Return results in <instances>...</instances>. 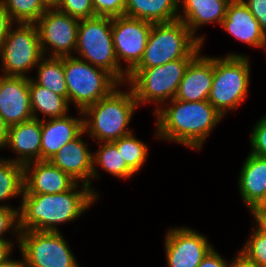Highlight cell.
<instances>
[{"instance_id": "1", "label": "cell", "mask_w": 266, "mask_h": 267, "mask_svg": "<svg viewBox=\"0 0 266 267\" xmlns=\"http://www.w3.org/2000/svg\"><path fill=\"white\" fill-rule=\"evenodd\" d=\"M152 114L155 116V139L197 152L224 119L208 100L188 102L174 98Z\"/></svg>"}, {"instance_id": "2", "label": "cell", "mask_w": 266, "mask_h": 267, "mask_svg": "<svg viewBox=\"0 0 266 267\" xmlns=\"http://www.w3.org/2000/svg\"><path fill=\"white\" fill-rule=\"evenodd\" d=\"M98 199L89 186L80 183L63 193L23 194L19 230L60 232L59 225L79 220Z\"/></svg>"}, {"instance_id": "3", "label": "cell", "mask_w": 266, "mask_h": 267, "mask_svg": "<svg viewBox=\"0 0 266 267\" xmlns=\"http://www.w3.org/2000/svg\"><path fill=\"white\" fill-rule=\"evenodd\" d=\"M137 108L132 89L126 83L120 84L108 96L82 111L84 131L95 143L113 142L134 132L129 123Z\"/></svg>"}, {"instance_id": "4", "label": "cell", "mask_w": 266, "mask_h": 267, "mask_svg": "<svg viewBox=\"0 0 266 267\" xmlns=\"http://www.w3.org/2000/svg\"><path fill=\"white\" fill-rule=\"evenodd\" d=\"M251 65L250 56L242 53L213 56V82L208 101L222 117L225 118L229 111L235 112L247 100Z\"/></svg>"}, {"instance_id": "5", "label": "cell", "mask_w": 266, "mask_h": 267, "mask_svg": "<svg viewBox=\"0 0 266 267\" xmlns=\"http://www.w3.org/2000/svg\"><path fill=\"white\" fill-rule=\"evenodd\" d=\"M74 56L106 70L120 84L127 81L128 74L120 67L115 54L110 17L95 16L80 20Z\"/></svg>"}, {"instance_id": "6", "label": "cell", "mask_w": 266, "mask_h": 267, "mask_svg": "<svg viewBox=\"0 0 266 267\" xmlns=\"http://www.w3.org/2000/svg\"><path fill=\"white\" fill-rule=\"evenodd\" d=\"M192 59H178L150 68H134L126 84L132 89L138 106L153 104L155 113L163 104L175 98L178 86Z\"/></svg>"}, {"instance_id": "7", "label": "cell", "mask_w": 266, "mask_h": 267, "mask_svg": "<svg viewBox=\"0 0 266 267\" xmlns=\"http://www.w3.org/2000/svg\"><path fill=\"white\" fill-rule=\"evenodd\" d=\"M203 45L180 20L153 24L144 55L135 68H150L178 59H193Z\"/></svg>"}, {"instance_id": "8", "label": "cell", "mask_w": 266, "mask_h": 267, "mask_svg": "<svg viewBox=\"0 0 266 267\" xmlns=\"http://www.w3.org/2000/svg\"><path fill=\"white\" fill-rule=\"evenodd\" d=\"M68 103L80 111L108 96L120 83L106 70L75 56H64Z\"/></svg>"}, {"instance_id": "9", "label": "cell", "mask_w": 266, "mask_h": 267, "mask_svg": "<svg viewBox=\"0 0 266 267\" xmlns=\"http://www.w3.org/2000/svg\"><path fill=\"white\" fill-rule=\"evenodd\" d=\"M43 57L36 24L15 23L0 49V73L30 78Z\"/></svg>"}, {"instance_id": "10", "label": "cell", "mask_w": 266, "mask_h": 267, "mask_svg": "<svg viewBox=\"0 0 266 267\" xmlns=\"http://www.w3.org/2000/svg\"><path fill=\"white\" fill-rule=\"evenodd\" d=\"M62 232H20L19 251L28 267H81Z\"/></svg>"}, {"instance_id": "11", "label": "cell", "mask_w": 266, "mask_h": 267, "mask_svg": "<svg viewBox=\"0 0 266 267\" xmlns=\"http://www.w3.org/2000/svg\"><path fill=\"white\" fill-rule=\"evenodd\" d=\"M80 20L50 7L35 23L44 56H74Z\"/></svg>"}, {"instance_id": "12", "label": "cell", "mask_w": 266, "mask_h": 267, "mask_svg": "<svg viewBox=\"0 0 266 267\" xmlns=\"http://www.w3.org/2000/svg\"><path fill=\"white\" fill-rule=\"evenodd\" d=\"M152 25L153 23L151 22L125 15L112 18V36L115 54L120 67L127 74L140 63Z\"/></svg>"}, {"instance_id": "13", "label": "cell", "mask_w": 266, "mask_h": 267, "mask_svg": "<svg viewBox=\"0 0 266 267\" xmlns=\"http://www.w3.org/2000/svg\"><path fill=\"white\" fill-rule=\"evenodd\" d=\"M164 237L168 267H198L213 248V244L204 234L185 225L170 227Z\"/></svg>"}, {"instance_id": "14", "label": "cell", "mask_w": 266, "mask_h": 267, "mask_svg": "<svg viewBox=\"0 0 266 267\" xmlns=\"http://www.w3.org/2000/svg\"><path fill=\"white\" fill-rule=\"evenodd\" d=\"M84 135L86 133L83 130L48 161L68 174L77 183L89 186L99 197V191L92 186L93 151H91L90 147L88 148L87 142L89 140H85Z\"/></svg>"}, {"instance_id": "15", "label": "cell", "mask_w": 266, "mask_h": 267, "mask_svg": "<svg viewBox=\"0 0 266 267\" xmlns=\"http://www.w3.org/2000/svg\"><path fill=\"white\" fill-rule=\"evenodd\" d=\"M29 83L28 77L0 75V116L9 127L34 118Z\"/></svg>"}, {"instance_id": "16", "label": "cell", "mask_w": 266, "mask_h": 267, "mask_svg": "<svg viewBox=\"0 0 266 267\" xmlns=\"http://www.w3.org/2000/svg\"><path fill=\"white\" fill-rule=\"evenodd\" d=\"M77 182L49 161L24 165L23 194H55L70 190Z\"/></svg>"}, {"instance_id": "17", "label": "cell", "mask_w": 266, "mask_h": 267, "mask_svg": "<svg viewBox=\"0 0 266 267\" xmlns=\"http://www.w3.org/2000/svg\"><path fill=\"white\" fill-rule=\"evenodd\" d=\"M213 82V56L201 51L190 61L175 99L188 102L208 100Z\"/></svg>"}, {"instance_id": "18", "label": "cell", "mask_w": 266, "mask_h": 267, "mask_svg": "<svg viewBox=\"0 0 266 267\" xmlns=\"http://www.w3.org/2000/svg\"><path fill=\"white\" fill-rule=\"evenodd\" d=\"M42 120H31L9 127L7 142L4 149H10L16 154L8 160L26 165L30 162L41 161Z\"/></svg>"}, {"instance_id": "19", "label": "cell", "mask_w": 266, "mask_h": 267, "mask_svg": "<svg viewBox=\"0 0 266 267\" xmlns=\"http://www.w3.org/2000/svg\"><path fill=\"white\" fill-rule=\"evenodd\" d=\"M221 28L249 47L263 50L265 32L242 0H231Z\"/></svg>"}, {"instance_id": "20", "label": "cell", "mask_w": 266, "mask_h": 267, "mask_svg": "<svg viewBox=\"0 0 266 267\" xmlns=\"http://www.w3.org/2000/svg\"><path fill=\"white\" fill-rule=\"evenodd\" d=\"M231 0H179L178 20L182 21L190 32L205 44V35L197 34L207 24L221 25ZM201 35V36H200Z\"/></svg>"}, {"instance_id": "21", "label": "cell", "mask_w": 266, "mask_h": 267, "mask_svg": "<svg viewBox=\"0 0 266 267\" xmlns=\"http://www.w3.org/2000/svg\"><path fill=\"white\" fill-rule=\"evenodd\" d=\"M78 114L42 120L41 161H48L84 130L83 113L78 110Z\"/></svg>"}, {"instance_id": "22", "label": "cell", "mask_w": 266, "mask_h": 267, "mask_svg": "<svg viewBox=\"0 0 266 267\" xmlns=\"http://www.w3.org/2000/svg\"><path fill=\"white\" fill-rule=\"evenodd\" d=\"M242 165L237 178L238 192L250 211L266 192V157L248 153Z\"/></svg>"}, {"instance_id": "23", "label": "cell", "mask_w": 266, "mask_h": 267, "mask_svg": "<svg viewBox=\"0 0 266 267\" xmlns=\"http://www.w3.org/2000/svg\"><path fill=\"white\" fill-rule=\"evenodd\" d=\"M124 15L153 24L178 20L179 0H127Z\"/></svg>"}, {"instance_id": "24", "label": "cell", "mask_w": 266, "mask_h": 267, "mask_svg": "<svg viewBox=\"0 0 266 267\" xmlns=\"http://www.w3.org/2000/svg\"><path fill=\"white\" fill-rule=\"evenodd\" d=\"M29 91L30 107L35 119L45 120L61 118L70 113V105L63 96L55 94L45 87L39 86L31 77ZM39 113L42 114V119Z\"/></svg>"}, {"instance_id": "25", "label": "cell", "mask_w": 266, "mask_h": 267, "mask_svg": "<svg viewBox=\"0 0 266 267\" xmlns=\"http://www.w3.org/2000/svg\"><path fill=\"white\" fill-rule=\"evenodd\" d=\"M95 144H99V149L93 151L92 182L94 179L98 180L101 178L99 172L100 169L107 174L122 180H128L136 174L125 163L123 156L113 142H101Z\"/></svg>"}, {"instance_id": "26", "label": "cell", "mask_w": 266, "mask_h": 267, "mask_svg": "<svg viewBox=\"0 0 266 267\" xmlns=\"http://www.w3.org/2000/svg\"><path fill=\"white\" fill-rule=\"evenodd\" d=\"M37 77H31L39 86L63 96L68 101V88L65 81L64 57L44 56L35 67Z\"/></svg>"}, {"instance_id": "27", "label": "cell", "mask_w": 266, "mask_h": 267, "mask_svg": "<svg viewBox=\"0 0 266 267\" xmlns=\"http://www.w3.org/2000/svg\"><path fill=\"white\" fill-rule=\"evenodd\" d=\"M23 192L24 166L20 163L0 157V207H15L8 204V202L10 201L9 199L16 197H20V207Z\"/></svg>"}, {"instance_id": "28", "label": "cell", "mask_w": 266, "mask_h": 267, "mask_svg": "<svg viewBox=\"0 0 266 267\" xmlns=\"http://www.w3.org/2000/svg\"><path fill=\"white\" fill-rule=\"evenodd\" d=\"M125 163L137 174L149 156V145L136 137L134 132L113 141Z\"/></svg>"}, {"instance_id": "29", "label": "cell", "mask_w": 266, "mask_h": 267, "mask_svg": "<svg viewBox=\"0 0 266 267\" xmlns=\"http://www.w3.org/2000/svg\"><path fill=\"white\" fill-rule=\"evenodd\" d=\"M15 23H36L49 8L42 0H0Z\"/></svg>"}, {"instance_id": "30", "label": "cell", "mask_w": 266, "mask_h": 267, "mask_svg": "<svg viewBox=\"0 0 266 267\" xmlns=\"http://www.w3.org/2000/svg\"><path fill=\"white\" fill-rule=\"evenodd\" d=\"M252 232L243 247L238 251L249 261L260 267H266V234L260 232L253 224Z\"/></svg>"}, {"instance_id": "31", "label": "cell", "mask_w": 266, "mask_h": 267, "mask_svg": "<svg viewBox=\"0 0 266 267\" xmlns=\"http://www.w3.org/2000/svg\"><path fill=\"white\" fill-rule=\"evenodd\" d=\"M55 8L79 20L96 16L92 0H58Z\"/></svg>"}, {"instance_id": "32", "label": "cell", "mask_w": 266, "mask_h": 267, "mask_svg": "<svg viewBox=\"0 0 266 267\" xmlns=\"http://www.w3.org/2000/svg\"><path fill=\"white\" fill-rule=\"evenodd\" d=\"M19 209L20 207H0V239H7L5 236L10 232L15 240H19Z\"/></svg>"}, {"instance_id": "33", "label": "cell", "mask_w": 266, "mask_h": 267, "mask_svg": "<svg viewBox=\"0 0 266 267\" xmlns=\"http://www.w3.org/2000/svg\"><path fill=\"white\" fill-rule=\"evenodd\" d=\"M249 141L251 151L249 153L266 157V115H262L255 125H253L250 133Z\"/></svg>"}, {"instance_id": "34", "label": "cell", "mask_w": 266, "mask_h": 267, "mask_svg": "<svg viewBox=\"0 0 266 267\" xmlns=\"http://www.w3.org/2000/svg\"><path fill=\"white\" fill-rule=\"evenodd\" d=\"M96 16L119 17L124 15L127 0H92Z\"/></svg>"}, {"instance_id": "35", "label": "cell", "mask_w": 266, "mask_h": 267, "mask_svg": "<svg viewBox=\"0 0 266 267\" xmlns=\"http://www.w3.org/2000/svg\"><path fill=\"white\" fill-rule=\"evenodd\" d=\"M266 33V0H242Z\"/></svg>"}, {"instance_id": "36", "label": "cell", "mask_w": 266, "mask_h": 267, "mask_svg": "<svg viewBox=\"0 0 266 267\" xmlns=\"http://www.w3.org/2000/svg\"><path fill=\"white\" fill-rule=\"evenodd\" d=\"M198 267H231V260H226L214 247L203 258Z\"/></svg>"}, {"instance_id": "37", "label": "cell", "mask_w": 266, "mask_h": 267, "mask_svg": "<svg viewBox=\"0 0 266 267\" xmlns=\"http://www.w3.org/2000/svg\"><path fill=\"white\" fill-rule=\"evenodd\" d=\"M15 24L6 8L0 3V49L3 41L9 34L11 27Z\"/></svg>"}, {"instance_id": "38", "label": "cell", "mask_w": 266, "mask_h": 267, "mask_svg": "<svg viewBox=\"0 0 266 267\" xmlns=\"http://www.w3.org/2000/svg\"><path fill=\"white\" fill-rule=\"evenodd\" d=\"M14 239H0V263L6 261L13 253V250L16 249L15 244L17 243V247L19 244V240Z\"/></svg>"}, {"instance_id": "39", "label": "cell", "mask_w": 266, "mask_h": 267, "mask_svg": "<svg viewBox=\"0 0 266 267\" xmlns=\"http://www.w3.org/2000/svg\"><path fill=\"white\" fill-rule=\"evenodd\" d=\"M253 224L260 232L266 234V210H250Z\"/></svg>"}, {"instance_id": "40", "label": "cell", "mask_w": 266, "mask_h": 267, "mask_svg": "<svg viewBox=\"0 0 266 267\" xmlns=\"http://www.w3.org/2000/svg\"><path fill=\"white\" fill-rule=\"evenodd\" d=\"M235 257L231 260V267H260L254 262L249 261L244 255L239 251L236 252Z\"/></svg>"}, {"instance_id": "41", "label": "cell", "mask_w": 266, "mask_h": 267, "mask_svg": "<svg viewBox=\"0 0 266 267\" xmlns=\"http://www.w3.org/2000/svg\"><path fill=\"white\" fill-rule=\"evenodd\" d=\"M21 259H14L10 256L6 261L0 263V267H28L23 254L20 252Z\"/></svg>"}, {"instance_id": "42", "label": "cell", "mask_w": 266, "mask_h": 267, "mask_svg": "<svg viewBox=\"0 0 266 267\" xmlns=\"http://www.w3.org/2000/svg\"><path fill=\"white\" fill-rule=\"evenodd\" d=\"M9 126L6 124L4 119L0 116V150H4L7 142Z\"/></svg>"}, {"instance_id": "43", "label": "cell", "mask_w": 266, "mask_h": 267, "mask_svg": "<svg viewBox=\"0 0 266 267\" xmlns=\"http://www.w3.org/2000/svg\"><path fill=\"white\" fill-rule=\"evenodd\" d=\"M251 210H266V192L262 199Z\"/></svg>"}, {"instance_id": "44", "label": "cell", "mask_w": 266, "mask_h": 267, "mask_svg": "<svg viewBox=\"0 0 266 267\" xmlns=\"http://www.w3.org/2000/svg\"><path fill=\"white\" fill-rule=\"evenodd\" d=\"M49 8L55 7L58 0H42Z\"/></svg>"}, {"instance_id": "45", "label": "cell", "mask_w": 266, "mask_h": 267, "mask_svg": "<svg viewBox=\"0 0 266 267\" xmlns=\"http://www.w3.org/2000/svg\"><path fill=\"white\" fill-rule=\"evenodd\" d=\"M263 49H264V50H262V51H265V52H266V33H265V39H264Z\"/></svg>"}]
</instances>
